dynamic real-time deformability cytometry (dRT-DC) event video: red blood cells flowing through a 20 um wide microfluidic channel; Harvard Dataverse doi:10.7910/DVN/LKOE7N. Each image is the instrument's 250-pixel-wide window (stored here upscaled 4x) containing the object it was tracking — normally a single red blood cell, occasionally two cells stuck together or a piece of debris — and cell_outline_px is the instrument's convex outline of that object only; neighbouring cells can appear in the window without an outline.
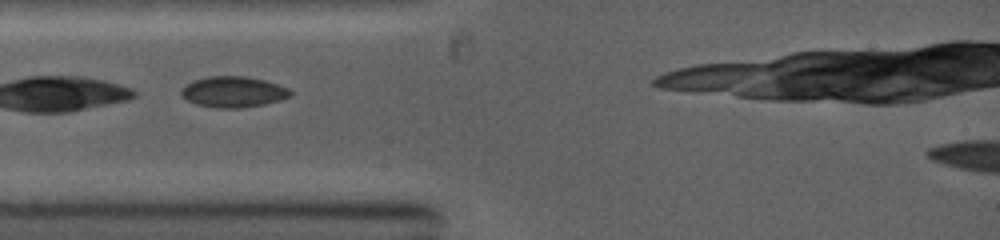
{"species": "common noctule bat (a hibernating species)", "species_latin": "Nyctalus noctula", "temperature_condition": "warm", "stored_images_in_passage": 7, "camera_frame_rate_fps": 5000, "um_per_image_px": 0.085, "animal": {"sex": "female", "body_mass_g": 19.0, "forearm_length_mm": 53.3}, "frame": {"image": 1, "passage_image": 1, "time_ms": 0.0, "image_size_px": [1000, 240], "cell_outline_px": [[292, 96], [280, 100], [264, 104], [240, 108], [216, 108], [196, 104], [180, 96], [180, 88], [192, 80], [208, 76], [244, 76], [264, 80], [288, 88], [292, 92]], "centroid_in_image_um": [19.79, 7.81], "position_along_channel_um": 65.2, "area_um2": 19.77}}